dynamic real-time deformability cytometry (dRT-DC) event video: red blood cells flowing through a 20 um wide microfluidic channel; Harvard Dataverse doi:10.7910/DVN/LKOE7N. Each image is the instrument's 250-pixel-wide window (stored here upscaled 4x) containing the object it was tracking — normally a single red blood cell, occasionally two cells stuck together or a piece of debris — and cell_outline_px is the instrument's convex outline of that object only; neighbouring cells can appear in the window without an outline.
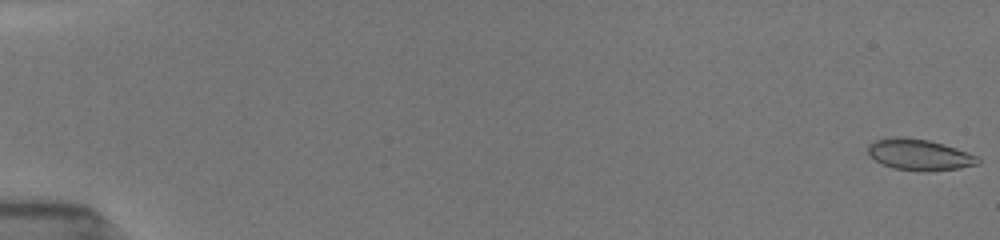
{"species": "common noctule bat (a hibernating species)", "species_latin": "Nyctalus noctula", "temperature_condition": "room temperature", "stored_images_in_passage": 70, "camera_frame_rate_fps": 3000, "um_per_image_px": 0.085, "animal": {"sex": "female", "body_mass_g": 19.5, "forearm_length_mm": 54.1}, "frame": {"image": 1, "passage_image": 1, "time_ms": 0.0, "image_size_px": [1000, 240], "cell_outline_px": [[980, 164], [960, 168], [928, 172], [924, 172], [892, 168], [880, 164], [868, 152], [868, 144], [872, 140], [888, 136], [904, 136], [928, 140], [944, 144], [968, 152], [976, 156], [980, 160]], "centroid_in_image_um": [78.11, 13.14], "position_along_channel_um": 6.9, "area_um2": 20.4}}
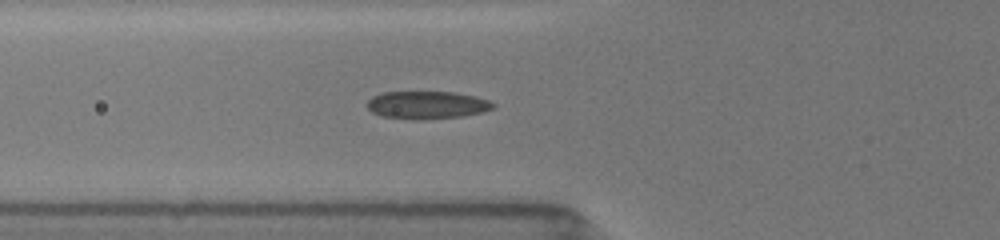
{"frame": {"image": 2, "passage_image": 29, "time_ms": 6.667, "image_size_px": [1000, 240], "cell_outline_px": [[496, 108], [484, 112], [464, 116], [420, 120], [416, 120], [380, 116], [372, 112], [368, 108], [368, 100], [372, 96], [384, 92], [452, 92], [476, 96], [488, 100], [496, 104]], "centroid_in_image_um": [36.33, 8.93], "position_along_channel_um": 89.5, "area_um2": 20.58}}
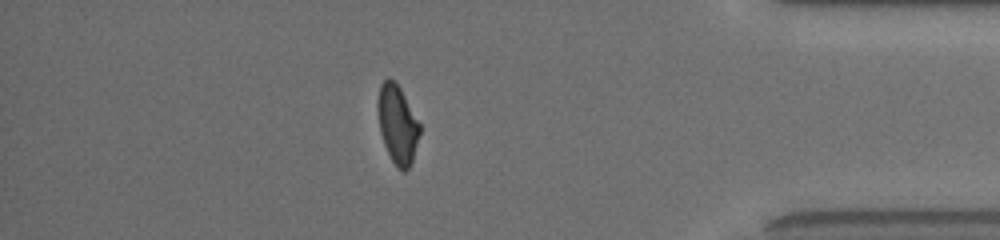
{"frame": {"image": 3, "passage_image": 61, "time_ms": 15.333, "image_size_px": [1000, 240], "cell_outline_px": [[420, 132], [412, 160], [408, 168], [404, 172], [392, 160], [384, 144], [380, 132], [376, 104], [380, 84], [388, 76], [400, 88], [420, 124]], "centroid_in_image_um": [33.76, 10.52], "position_along_channel_um": 401.4, "area_um2": 18.9}, "authors_computed_cell_mechanics": {"area_um2": 20.0566, "velocity_mm_per_s": 3.9438, "shape_relaxation_time_tau1_ms": 9.2059, "shape_relaxation_time_tau2_ms": 1.6506, "deformation_change_tau1": 0.2345, "deformation_change_tau2": 0.07}}